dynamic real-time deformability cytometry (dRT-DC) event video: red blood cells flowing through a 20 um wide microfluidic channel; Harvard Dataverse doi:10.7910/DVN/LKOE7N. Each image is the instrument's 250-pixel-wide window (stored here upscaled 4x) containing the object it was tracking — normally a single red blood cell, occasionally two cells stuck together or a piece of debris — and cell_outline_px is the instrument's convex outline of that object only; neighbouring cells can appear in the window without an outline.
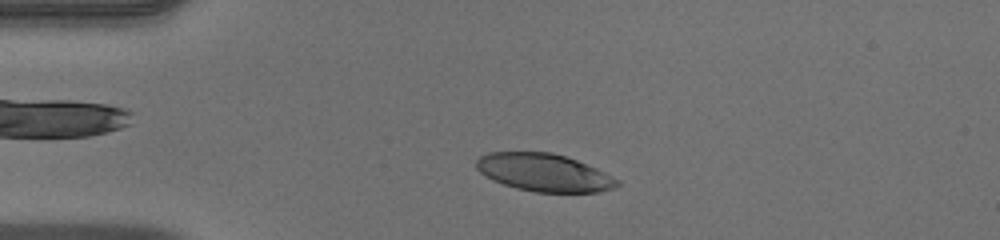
{"species": "human", "species_latin": "Homo sapiens", "temperature_condition": "warm", "stored_images_in_passage": 45, "camera_frame_rate_fps": 3000, "um_per_image_px": 0.085, "donor": {"sex": "male"}, "frame": {"image": 1, "passage_image": 6, "time_ms": 1.667, "image_size_px": [1000, 240], "cell_outline_px": [[620, 184], [616, 188], [600, 192], [536, 192], [516, 188], [492, 180], [480, 172], [476, 168], [476, 160], [480, 156], [488, 152], [552, 152], [576, 160], [596, 168], [620, 180]], "centroid_in_image_um": [46.25, 14.67], "position_along_channel_um": 38.7, "area_um2": 30.98}}
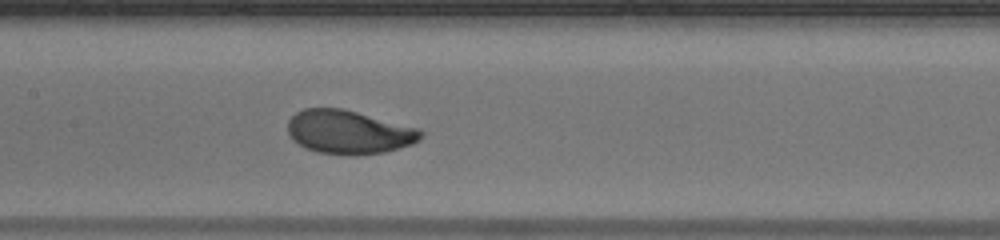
{"frame": {"image": 2, "passage_image": 19, "time_ms": 6.0, "image_size_px": [1000, 240], "cell_outline_px": [[424, 136], [420, 140], [412, 144], [384, 152], [356, 156], [352, 156], [316, 152], [304, 148], [292, 140], [288, 132], [288, 120], [296, 112], [304, 108], [344, 108], [420, 128], [424, 132]], "centroid_in_image_um": [29.66, 11.23], "position_along_channel_um": 177.7, "area_um2": 34.45}}
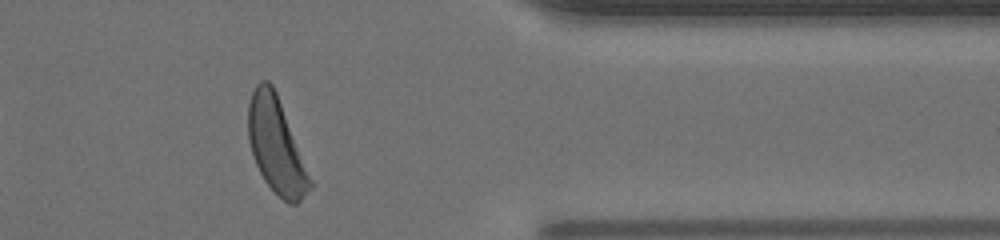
{"frame": {"image": 3, "passage_image": 36, "time_ms": 11.667, "image_size_px": [1000, 240], "cell_outline_px": [[316, 184], [296, 204], [288, 204], [264, 180], [256, 164], [248, 140], [248, 104], [252, 92], [256, 84], [260, 80], [268, 80], [272, 84], [276, 92]], "centroid_in_image_um": [23.52, 12.39], "position_along_channel_um": 387.9, "area_um2": 34.68}, "authors_computed_cell_mechanics": {"area_um2": 33.8708, "velocity_mm_per_s": 3.9992, "shape_relaxation_time_tau1_ms": 3.9225, "shape_relaxation_time_tau2_ms": null, "deformation_change_tau1": 0.2147, "deformation_change_tau2": null}}